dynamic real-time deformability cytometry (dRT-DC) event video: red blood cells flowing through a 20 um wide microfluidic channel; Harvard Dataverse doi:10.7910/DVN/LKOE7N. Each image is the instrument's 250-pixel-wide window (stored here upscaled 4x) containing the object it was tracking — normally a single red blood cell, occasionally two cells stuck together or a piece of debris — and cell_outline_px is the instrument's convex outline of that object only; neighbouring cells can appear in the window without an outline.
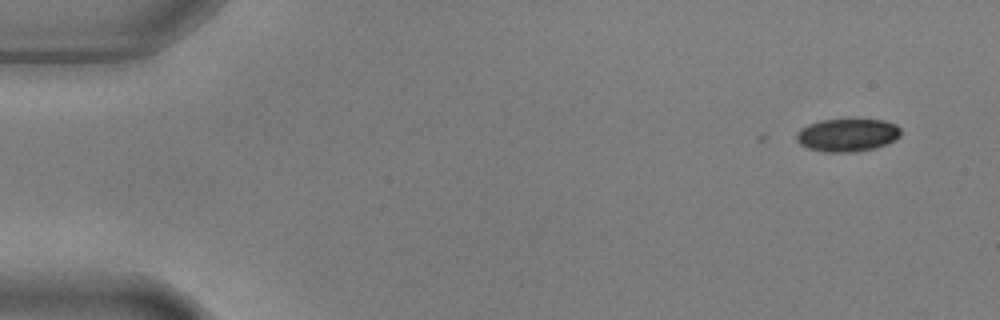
{"species": "common noctule bat (a hibernating species)", "species_latin": "Nyctalus noctula", "temperature_condition": "warm", "stored_images_in_passage": 3, "camera_frame_rate_fps": 3000, "um_per_image_px": 0.085, "animal": {"sex": "male", "body_mass_g": 17.9, "forearm_length_mm": 54.2}, "frame": {"image": 1, "passage_image": 3, "time_ms": 0.667, "image_size_px": [1000, 320], "cell_outline_px": [[900, 136], [896, 140], [888, 144], [856, 152], [824, 152], [808, 148], [800, 144], [796, 140], [796, 132], [800, 128], [808, 124], [820, 120], [884, 120], [896, 124], [900, 128]], "centroid_in_image_um": [72.02, 11.48], "position_along_channel_um": 13.0, "area_um2": 20.11}}